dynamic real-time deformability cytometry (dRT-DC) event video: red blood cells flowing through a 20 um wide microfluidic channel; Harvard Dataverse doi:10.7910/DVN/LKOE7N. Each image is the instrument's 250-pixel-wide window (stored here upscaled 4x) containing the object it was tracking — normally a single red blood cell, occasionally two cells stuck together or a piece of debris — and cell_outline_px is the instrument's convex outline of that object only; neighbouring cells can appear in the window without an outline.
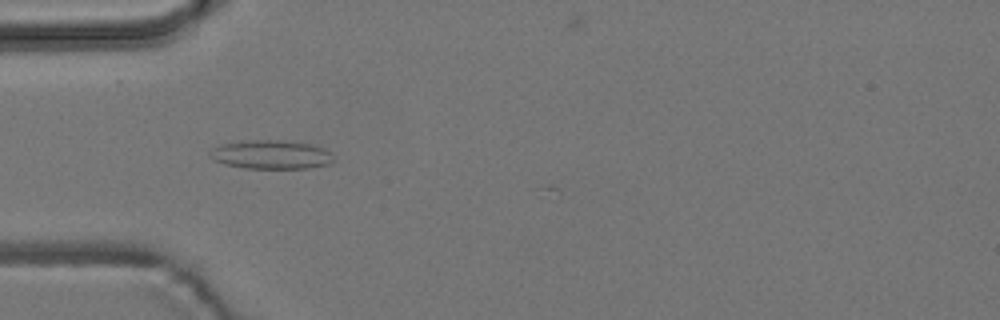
{"species": "common noctule bat (a hibernating species)", "species_latin": "Nyctalus noctula", "temperature_condition": "room temperature", "stored_images_in_passage": 6, "camera_frame_rate_fps": 3000, "um_per_image_px": 0.085, "animal": {"sex": "male", "body_mass_g": 19.2, "forearm_length_mm": 51.8}, "frame": {"image": 1, "passage_image": 5, "time_ms": 4.667, "image_size_px": [1000, 320], "cell_outline_px": [[332, 160], [328, 164], [308, 168], [244, 168], [224, 164], [208, 156], [208, 152], [212, 148], [220, 144], [252, 140], [280, 140], [308, 144], [324, 148], [328, 152]], "centroid_in_image_um": [22.96, 13.14], "position_along_channel_um": 62.0, "area_um2": 20.46}}